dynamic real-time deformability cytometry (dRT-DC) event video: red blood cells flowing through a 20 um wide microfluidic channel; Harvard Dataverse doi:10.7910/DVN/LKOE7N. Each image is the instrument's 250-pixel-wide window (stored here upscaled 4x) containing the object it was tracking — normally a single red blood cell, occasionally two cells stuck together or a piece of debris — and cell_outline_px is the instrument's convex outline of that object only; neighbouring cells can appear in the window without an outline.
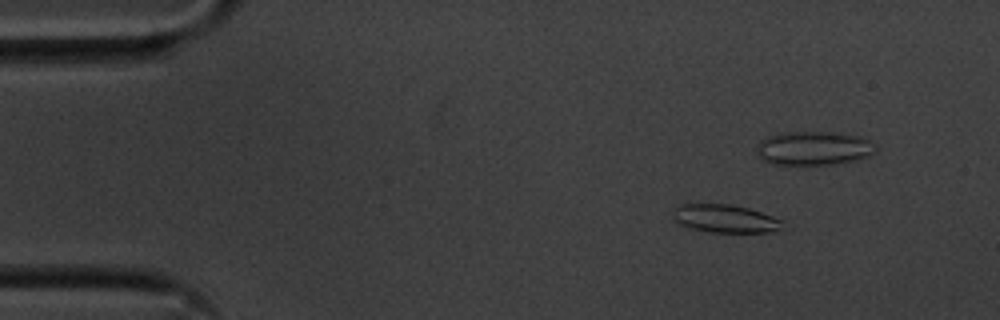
{"species": "common noctule bat (a hibernating species)", "species_latin": "Nyctalus noctula", "temperature_condition": "cold", "stored_images_in_passage": 57, "camera_frame_rate_fps": 3000, "um_per_image_px": 0.085, "animal": {"sex": "male", "body_mass_g": 20.1, "forearm_length_mm": 53.5}, "frame": {"image": 1, "passage_image": 8, "time_ms": 2.333, "image_size_px": [1000, 320], "cell_outline_px": [[784, 220], [780, 228], [768, 232], [708, 232], [688, 228], [680, 224], [676, 220], [676, 208], [680, 204], [732, 204], [748, 208]], "centroid_in_image_um": [61.66, 18.58], "position_along_channel_um": 23.3, "area_um2": 17.63}}
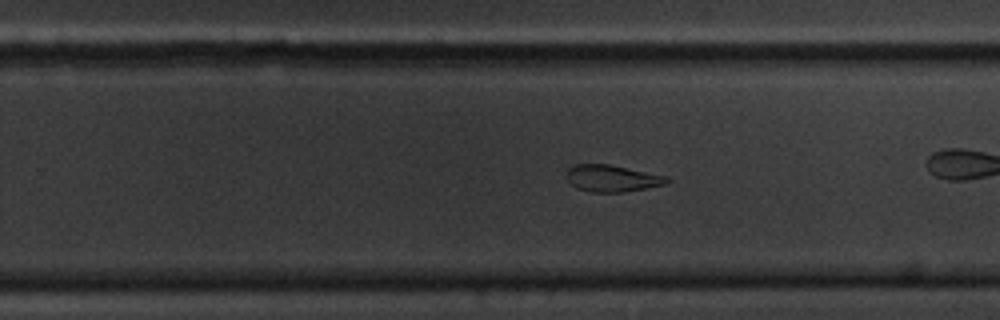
{"frame": {"image": 2, "passage_image": 35, "time_ms": 11.333, "image_size_px": [1000, 320], "cell_outline_px": [[672, 180], [668, 184], [624, 192], [592, 192], [576, 188], [568, 180], [568, 168], [576, 164], [608, 164], [668, 176]], "centroid_in_image_um": [52.09, 15.16], "position_along_channel_um": 277.7, "area_um2": 15.66}}
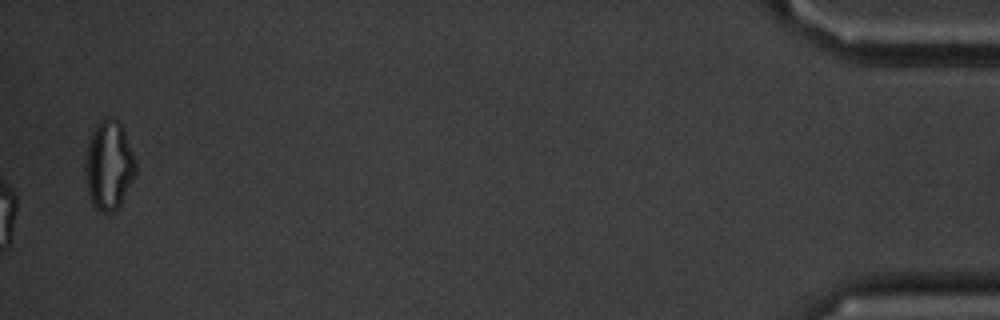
{"frame": {"image": 3, "passage_image": 57, "time_ms": 18.667, "image_size_px": [1000, 320], "cell_outline_px": [[136, 172], [120, 204], [112, 212], [104, 212], [96, 208], [92, 204], [88, 196], [84, 172], [84, 164], [88, 140], [92, 128], [100, 120], [108, 116], [116, 120], [124, 128], [136, 160]], "centroid_in_image_um": [9.22, 14.01], "position_along_channel_um": 426.0, "area_um2": 26.47}, "authors_computed_cell_mechanics": {"area_um2": 17.629, "velocity_mm_per_s": 3.6132, "shape_relaxation_time_tau1_ms": null, "shape_relaxation_time_tau2_ms": 10.1867, "deformation_change_tau1": null, "deformation_change_tau2": 0.2146}}